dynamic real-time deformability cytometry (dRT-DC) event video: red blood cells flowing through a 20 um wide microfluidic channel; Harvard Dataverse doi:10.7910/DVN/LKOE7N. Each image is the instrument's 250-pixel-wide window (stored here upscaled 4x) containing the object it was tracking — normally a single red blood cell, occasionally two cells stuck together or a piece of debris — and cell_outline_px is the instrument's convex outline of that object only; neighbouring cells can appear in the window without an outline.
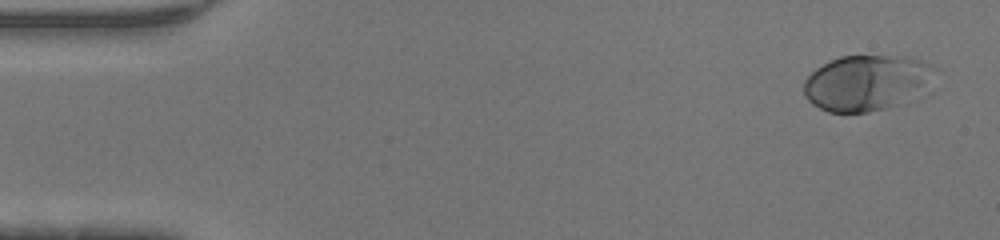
{"species": "human", "species_latin": "Homo sapiens", "temperature_condition": "warm", "stored_images_in_passage": 46, "camera_frame_rate_fps": 3000, "um_per_image_px": 0.085, "donor": {"sex": "male"}, "frame": {"image": 1, "passage_image": 2, "time_ms": 0.333, "image_size_px": [1000, 240], "cell_outline_px": [[928, 68], [924, 92], [916, 100], [868, 112], [828, 112], [812, 104], [804, 96], [804, 80], [816, 68], [840, 56], [912, 56], [928, 64]], "centroid_in_image_um": [73.59, 7.06], "position_along_channel_um": 11.4, "area_um2": 42.02}}
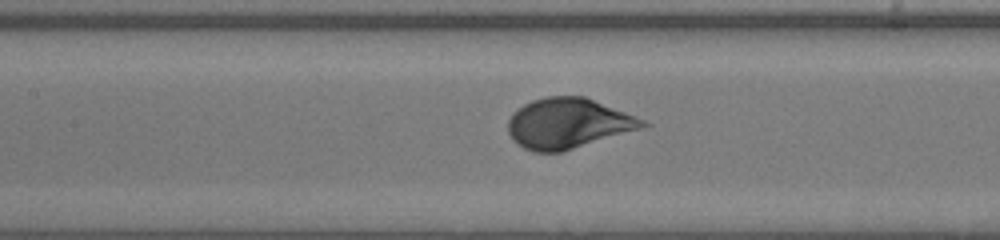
{"frame": {"image": 2, "passage_image": 21, "time_ms": 6.667, "image_size_px": [1000, 240], "cell_outline_px": [[652, 124], [640, 128], [560, 152], [532, 152], [516, 144], [512, 140], [508, 132], [508, 120], [524, 104], [532, 100], [548, 96], [584, 96], [636, 116]], "centroid_in_image_um": [48.26, 10.48], "position_along_channel_um": 159.1, "area_um2": 38.9}}
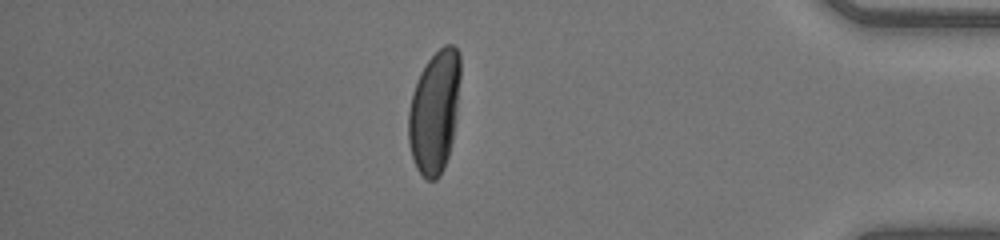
{"frame": {"image": 3, "passage_image": 40, "time_ms": 13.0, "image_size_px": [1000, 240], "cell_outline_px": [[460, 76], [456, 120], [452, 140], [448, 156], [444, 168], [440, 176], [436, 180], [428, 180], [416, 168], [412, 156], [408, 140], [408, 112], [412, 92], [420, 72], [428, 60], [444, 44], [452, 44], [456, 48], [460, 56]], "centroid_in_image_um": [36.93, 9.49], "position_along_channel_um": 398.3, "area_um2": 37.22}}